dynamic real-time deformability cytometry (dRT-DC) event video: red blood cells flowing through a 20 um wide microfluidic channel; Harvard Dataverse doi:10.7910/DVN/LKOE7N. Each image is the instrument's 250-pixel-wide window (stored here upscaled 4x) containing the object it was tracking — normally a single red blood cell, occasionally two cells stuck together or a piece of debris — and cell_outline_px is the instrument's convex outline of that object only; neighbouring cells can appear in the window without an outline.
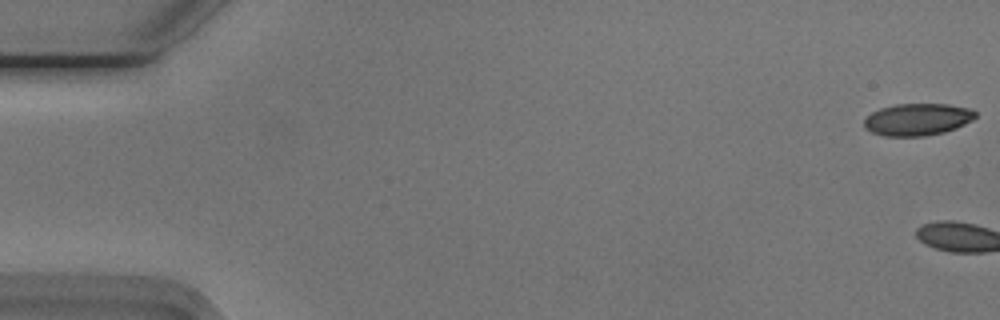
{"species": "Egyptian fruit bat (a non-hibernating species)", "species_latin": "Rousettus aegyptiacus", "temperature_condition": "cold", "stored_images_in_passage": 3, "camera_frame_rate_fps": 3000, "um_per_image_px": 0.085, "animal": {"sex": "male"}, "frame": {"image": 1, "passage_image": 1, "time_ms": 0.0, "image_size_px": [1000, 320], "cell_outline_px": [[976, 116], [972, 120], [956, 128], [944, 132], [924, 136], [884, 136], [872, 132], [864, 128], [864, 120], [872, 112], [880, 108], [896, 104], [948, 104], [972, 108], [976, 112]], "centroid_in_image_um": [77.99, 10.15], "position_along_channel_um": 7.0, "area_um2": 20.87}}